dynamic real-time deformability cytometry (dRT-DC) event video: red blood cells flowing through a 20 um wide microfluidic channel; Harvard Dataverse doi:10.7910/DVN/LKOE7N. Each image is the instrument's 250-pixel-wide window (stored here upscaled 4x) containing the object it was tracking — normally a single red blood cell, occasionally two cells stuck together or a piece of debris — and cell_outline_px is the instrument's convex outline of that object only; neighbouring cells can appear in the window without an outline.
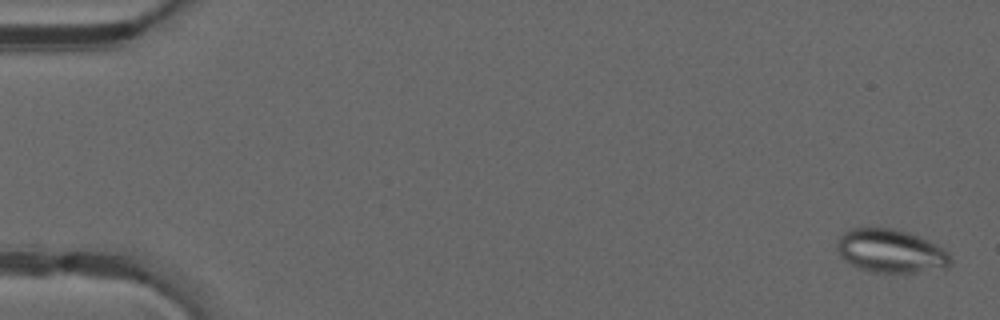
{"species": "common noctule bat (a hibernating species)", "species_latin": "Nyctalus noctula", "temperature_condition": "warm", "stored_images_in_passage": 12, "camera_frame_rate_fps": 3000, "um_per_image_px": 0.085, "animal": {"sex": "male", "forearm_length_mm": 52.5}, "frame": {"image": 1, "passage_image": 2, "time_ms": 0.333, "image_size_px": [1000, 320], "cell_outline_px": [[952, 264], [948, 268], [912, 272], [876, 272], [860, 268], [844, 260], [840, 256], [836, 248], [836, 244], [840, 236], [844, 232], [852, 228], [892, 228], [908, 232], [928, 240], [944, 248], [948, 252], [952, 260]], "centroid_in_image_um": [75.73, 21.33], "position_along_channel_um": 9.3, "area_um2": 28.73}}